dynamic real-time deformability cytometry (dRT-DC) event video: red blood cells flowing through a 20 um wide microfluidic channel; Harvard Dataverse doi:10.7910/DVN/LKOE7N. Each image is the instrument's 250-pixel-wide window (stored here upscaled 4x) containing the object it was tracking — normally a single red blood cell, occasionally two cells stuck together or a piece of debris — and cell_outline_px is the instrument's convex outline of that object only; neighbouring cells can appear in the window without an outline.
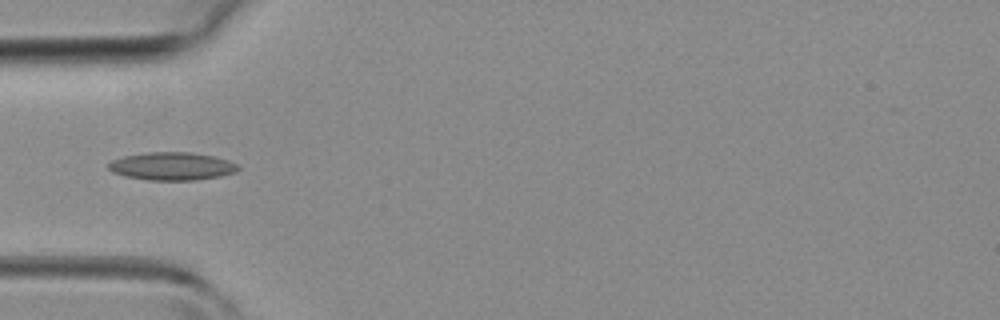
{"species": "common noctule bat (a hibernating species)", "species_latin": "Nyctalus noctula", "temperature_condition": "room temperature", "stored_images_in_passage": 12, "camera_frame_rate_fps": 3000, "um_per_image_px": 0.085, "animal": {"sex": "female", "body_mass_g": 19.3, "forearm_length_mm": 54.1}, "frame": {"image": 1, "passage_image": 9, "time_ms": 2.667, "image_size_px": [1000, 320], "cell_outline_px": [[240, 168], [236, 172], [220, 176], [196, 180], [148, 180], [124, 176], [112, 172], [108, 168], [108, 164], [112, 160], [124, 156], [148, 152], [192, 152], [212, 156], [228, 160], [236, 164]], "centroid_in_image_um": [14.61, 14.13], "position_along_channel_um": 70.4, "area_um2": 21.1}}